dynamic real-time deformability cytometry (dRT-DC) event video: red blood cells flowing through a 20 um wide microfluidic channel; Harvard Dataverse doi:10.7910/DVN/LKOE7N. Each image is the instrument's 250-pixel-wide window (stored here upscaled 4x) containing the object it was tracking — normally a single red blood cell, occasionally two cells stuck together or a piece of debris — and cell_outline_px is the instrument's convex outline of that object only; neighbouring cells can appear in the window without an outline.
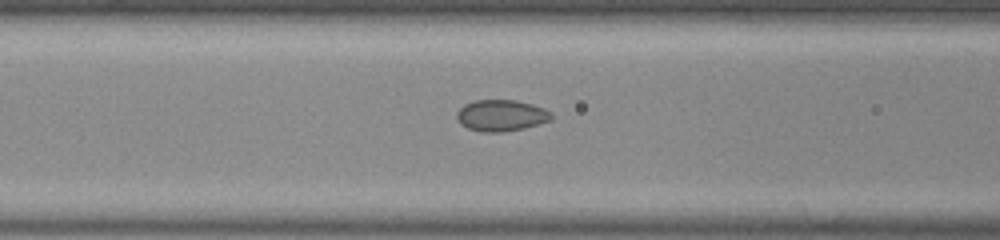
{"species": "common noctule bat (a hibernating species)", "species_latin": "Nyctalus noctula", "temperature_condition": "room temperature", "stored_images_in_passage": 32, "camera_frame_rate_fps": 3000, "um_per_image_px": 0.085, "animal": {"sex": "male", "body_mass_g": 20.0, "forearm_length_mm": 53.3}, "frame": {"image": 1, "passage_image": 8, "time_ms": 2.333, "image_size_px": [1000, 240], "cell_outline_px": [[552, 120], [540, 124], [524, 128], [500, 132], [484, 132], [468, 128], [460, 124], [456, 120], [456, 112], [464, 104], [472, 100], [516, 100], [532, 104], [544, 108], [552, 112]], "centroid_in_image_um": [42.6, 9.81], "position_along_channel_um": 124.0, "area_um2": 17.51}}
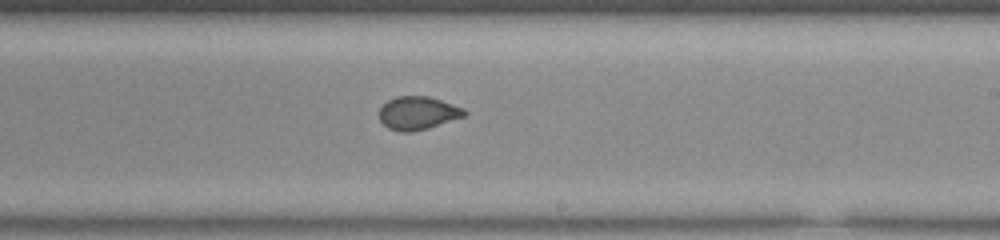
{"frame": {"image": 2, "passage_image": 18, "time_ms": 5.667, "image_size_px": [1000, 240], "cell_outline_px": [[468, 112], [464, 116], [428, 128], [412, 132], [400, 132], [388, 128], [380, 120], [380, 108], [388, 100], [396, 96], [428, 96], [464, 108]], "centroid_in_image_um": [35.51, 9.61], "position_along_channel_um": 253.5, "area_um2": 16.36}}
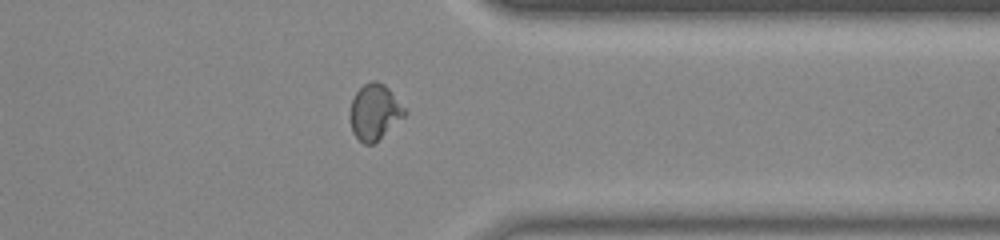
{"frame": {"image": 3, "passage_image": 28, "time_ms": 9.0, "image_size_px": [1000, 240], "cell_outline_px": [[408, 112], [404, 116], [372, 144], [364, 144], [352, 132], [352, 100], [356, 92], [364, 84], [372, 80], [376, 80], [384, 84], [388, 88]], "centroid_in_image_um": [31.86, 9.49], "position_along_channel_um": 379.5, "area_um2": 17.05}}